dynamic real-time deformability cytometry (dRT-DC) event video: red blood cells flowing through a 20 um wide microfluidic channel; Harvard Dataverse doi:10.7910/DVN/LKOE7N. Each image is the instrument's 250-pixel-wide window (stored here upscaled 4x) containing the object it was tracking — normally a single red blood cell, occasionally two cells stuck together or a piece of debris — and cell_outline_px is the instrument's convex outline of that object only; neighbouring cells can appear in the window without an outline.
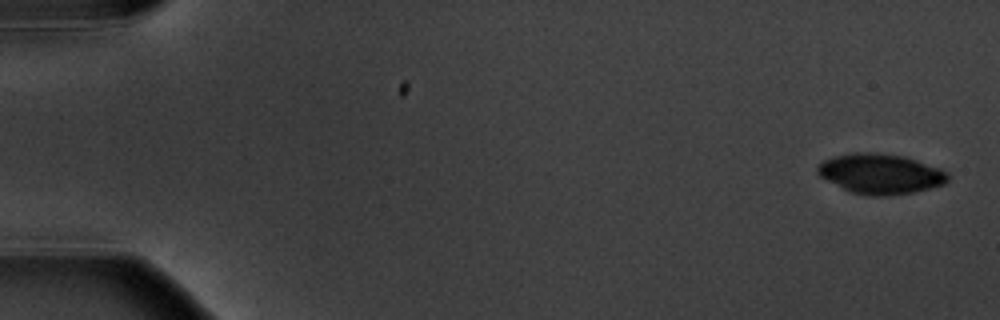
{"species": "common noctule bat (a hibernating species)", "species_latin": "Nyctalus noctula", "temperature_condition": "warm", "stored_images_in_passage": 4, "camera_frame_rate_fps": 3000, "um_per_image_px": 0.085, "animal": {"sex": "male", "body_mass_g": 20.1, "forearm_length_mm": 53.5}, "frame": {"image": 1, "passage_image": 1, "time_ms": 0.0, "image_size_px": [1000, 320], "cell_outline_px": [[952, 176], [944, 184], [912, 192], [888, 196], [868, 196], [848, 192], [820, 176], [816, 172], [816, 168], [824, 160], [836, 156], [856, 152], [876, 152], [904, 156], [940, 168], [948, 172]], "centroid_in_image_um": [74.85, 14.78], "position_along_channel_um": 10.2, "area_um2": 30.58}}